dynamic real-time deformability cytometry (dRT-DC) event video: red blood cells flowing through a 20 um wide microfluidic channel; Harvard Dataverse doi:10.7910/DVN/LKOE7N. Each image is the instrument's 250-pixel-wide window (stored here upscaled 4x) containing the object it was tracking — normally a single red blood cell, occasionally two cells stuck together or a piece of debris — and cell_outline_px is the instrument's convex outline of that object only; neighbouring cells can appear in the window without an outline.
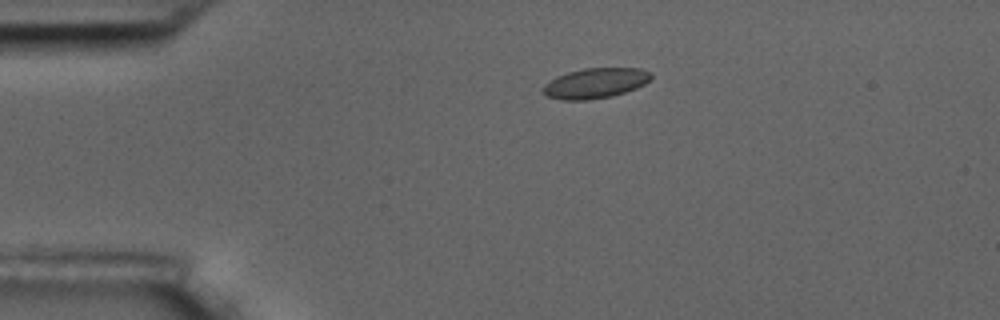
{"species": "common noctule bat (a hibernating species)", "species_latin": "Nyctalus noctula", "temperature_condition": "room temperature", "stored_images_in_passage": 3, "camera_frame_rate_fps": 3000, "um_per_image_px": 0.085, "animal": {"sex": "male", "body_mass_g": 17.5, "forearm_length_mm": 52.3}, "frame": {"image": 1, "passage_image": 1, "time_ms": 0.0, "image_size_px": [1000, 320], "cell_outline_px": [[652, 76], [644, 84], [636, 88], [612, 96], [588, 100], [560, 100], [548, 96], [540, 92], [540, 88], [544, 84], [556, 76], [568, 72], [584, 68], [640, 68], [652, 72]], "centroid_in_image_um": [50.55, 7.07], "position_along_channel_um": 34.4, "area_um2": 19.19}}